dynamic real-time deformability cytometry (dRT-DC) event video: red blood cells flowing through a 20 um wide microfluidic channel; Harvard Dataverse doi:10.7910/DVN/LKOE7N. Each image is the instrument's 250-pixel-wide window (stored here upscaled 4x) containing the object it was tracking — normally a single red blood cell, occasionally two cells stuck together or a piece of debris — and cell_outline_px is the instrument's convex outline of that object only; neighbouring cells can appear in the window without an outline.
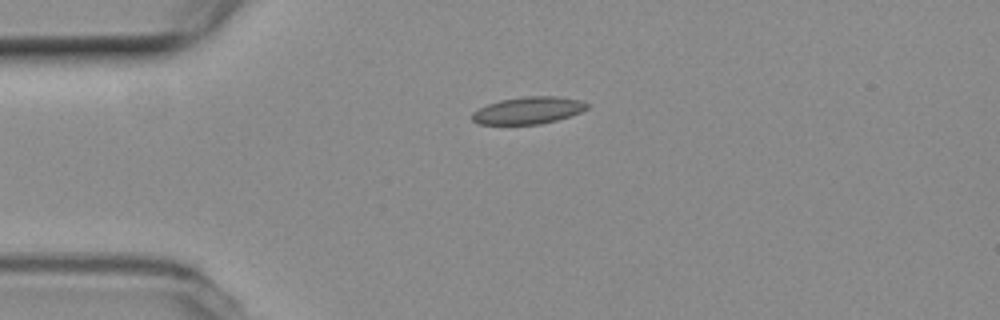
{"species": "common noctule bat (a hibernating species)", "species_latin": "Nyctalus noctula", "temperature_condition": "room temperature", "stored_images_in_passage": 32, "camera_frame_rate_fps": 3000, "um_per_image_px": 0.085, "animal": {"sex": "female", "body_mass_g": 19.3, "forearm_length_mm": 54.1}, "frame": {"image": 1, "passage_image": 1, "time_ms": 0.0, "image_size_px": [1000, 320], "cell_outline_px": [[588, 108], [580, 112], [556, 120], [540, 124], [480, 124], [472, 120], [472, 112], [488, 104], [500, 100], [524, 96], [556, 96], [580, 100], [588, 104]], "centroid_in_image_um": [44.89, 9.38], "position_along_channel_um": 40.1, "area_um2": 17.98}}
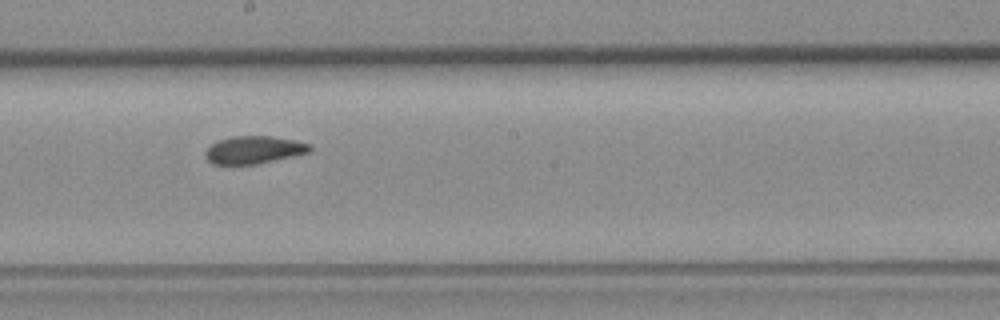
{"frame": {"image": 2, "passage_image": 18, "time_ms": 5.667, "image_size_px": [1000, 320], "cell_outline_px": [[312, 152], [256, 164], [212, 164], [204, 156], [204, 152], [212, 144], [220, 140], [232, 136], [272, 136], [296, 140], [312, 144]], "centroid_in_image_um": [21.62, 12.73], "position_along_channel_um": 226.6, "area_um2": 16.94}}
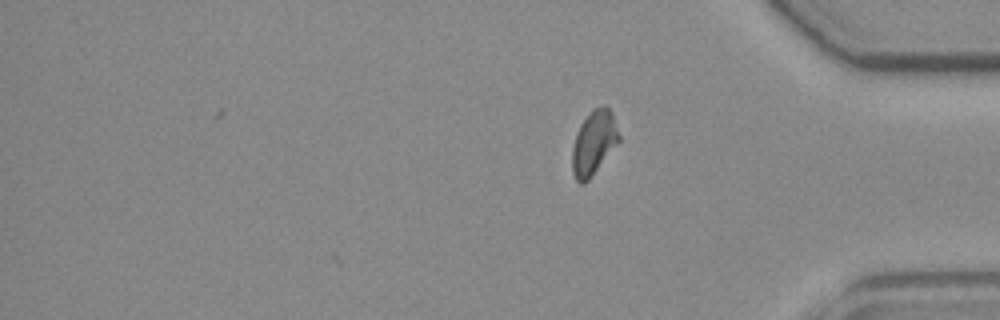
{"frame": {"image": 3, "passage_image": 32, "time_ms": 10.333, "image_size_px": [1000, 320], "cell_outline_px": [[620, 140], [588, 180], [584, 184], [580, 184], [576, 180], [572, 172], [572, 148], [580, 124], [592, 108], [604, 104], [612, 112], [620, 136]], "centroid_in_image_um": [50.47, 12.11], "position_along_channel_um": 384.7, "area_um2": 17.4}, "authors_computed_cell_mechanics": {"area_um2": 17.3689, "velocity_mm_per_s": 3.7407, "shape_relaxation_time_tau1_ms": null, "shape_relaxation_time_tau2_ms": 1.4131, "deformation_change_tau1": null, "deformation_change_tau2": 0.066}}